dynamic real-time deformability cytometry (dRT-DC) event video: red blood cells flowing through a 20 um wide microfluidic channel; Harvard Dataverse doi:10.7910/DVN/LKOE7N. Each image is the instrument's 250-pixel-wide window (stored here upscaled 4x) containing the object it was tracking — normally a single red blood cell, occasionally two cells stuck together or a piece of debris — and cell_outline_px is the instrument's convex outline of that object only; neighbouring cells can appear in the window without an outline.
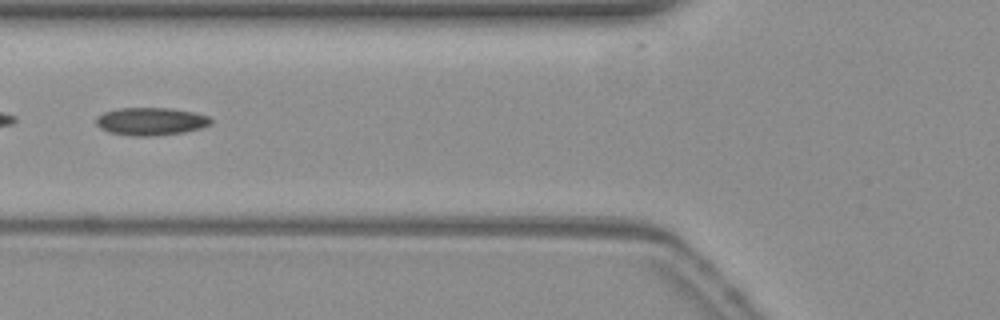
{"species": "common noctule bat (a hibernating species)", "species_latin": "Nyctalus noctula", "temperature_condition": "warm", "stored_images_in_passage": 47, "camera_frame_rate_fps": 3000, "um_per_image_px": 0.085, "animal": {"sex": "female", "body_mass_g": 19.3, "forearm_length_mm": 54.1}, "frame": {"image": 1, "passage_image": 14, "time_ms": 4.333, "image_size_px": [1000, 320], "cell_outline_px": [[212, 124], [200, 128], [184, 132], [156, 136], [132, 136], [108, 132], [100, 128], [96, 124], [96, 116], [104, 112], [120, 108], [168, 108], [192, 112], [208, 116], [212, 120]], "centroid_in_image_um": [12.8, 10.32], "position_along_channel_um": 113.0, "area_um2": 18.61}}
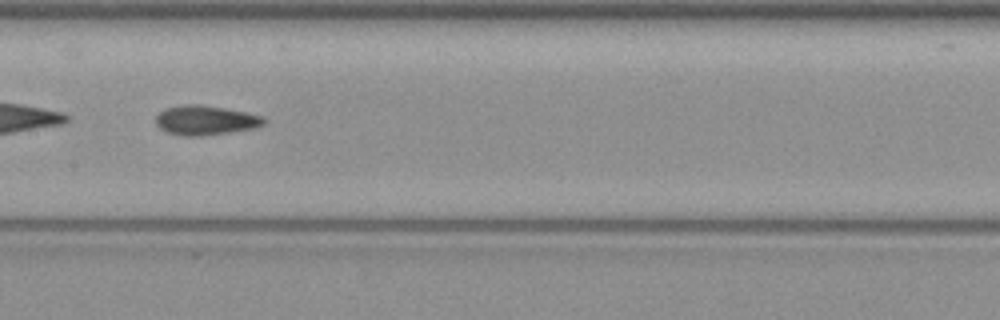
{"frame": {"image": 2, "passage_image": 20, "time_ms": 6.333, "image_size_px": [1000, 320], "cell_outline_px": [[264, 124], [252, 128], [204, 136], [184, 136], [168, 132], [160, 128], [156, 124], [156, 116], [164, 108], [184, 104], [196, 104], [224, 108], [264, 116]], "centroid_in_image_um": [17.43, 10.22], "position_along_channel_um": 190.0, "area_um2": 18.38}}
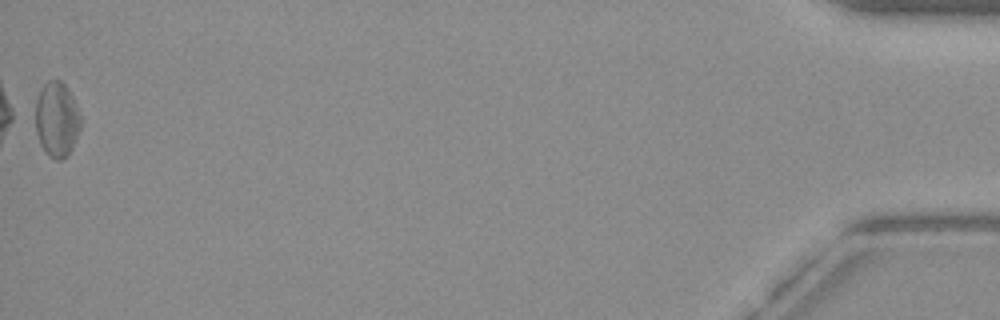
{"frame": {"image": 3, "passage_image": 47, "time_ms": 15.333, "image_size_px": [1000, 320], "cell_outline_px": [[80, 128], [72, 148], [68, 156], [60, 160], [56, 160], [48, 156], [44, 152], [40, 144], [36, 132], [36, 100], [40, 88], [48, 80], [60, 80], [68, 88], [72, 96], [80, 116]], "centroid_in_image_um": [4.81, 10.17], "position_along_channel_um": 430.4, "area_um2": 19.83}, "authors_computed_cell_mechanics": {"area_um2": 18.7272, "velocity_mm_per_s": 3.8351, "shape_relaxation_time_tau1_ms": 11.1888, "shape_relaxation_time_tau2_ms": 3.184, "deformation_change_tau1": 0.151, "deformation_change_tau2": 0.1175}}